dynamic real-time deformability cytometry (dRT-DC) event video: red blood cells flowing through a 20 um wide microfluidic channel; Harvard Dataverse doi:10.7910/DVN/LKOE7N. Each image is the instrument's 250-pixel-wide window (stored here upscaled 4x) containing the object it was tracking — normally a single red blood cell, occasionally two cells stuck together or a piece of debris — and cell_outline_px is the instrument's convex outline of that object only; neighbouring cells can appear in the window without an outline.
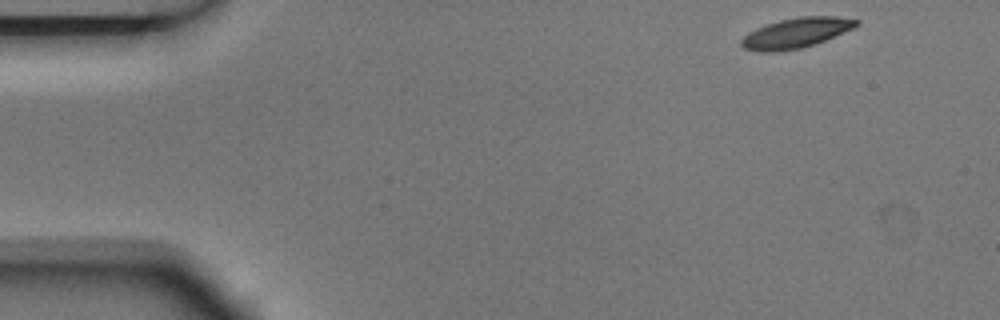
{"species": "Egyptian fruit bat (a non-hibernating species)", "species_latin": "Rousettus aegyptiacus", "temperature_condition": "room temperature", "stored_images_in_passage": 3, "camera_frame_rate_fps": 3000, "um_per_image_px": 0.085, "animal": {"sex": "male"}, "frame": {"image": 1, "passage_image": 1, "time_ms": 0.0, "image_size_px": [1000, 320], "cell_outline_px": [[860, 24], [852, 28], [816, 44], [800, 48], [776, 52], [760, 52], [744, 48], [740, 44], [740, 40], [748, 32], [756, 28], [780, 20], [800, 16], [836, 16], [860, 20]], "centroid_in_image_um": [67.65, 2.8], "position_along_channel_um": 17.4, "area_um2": 20.11}}